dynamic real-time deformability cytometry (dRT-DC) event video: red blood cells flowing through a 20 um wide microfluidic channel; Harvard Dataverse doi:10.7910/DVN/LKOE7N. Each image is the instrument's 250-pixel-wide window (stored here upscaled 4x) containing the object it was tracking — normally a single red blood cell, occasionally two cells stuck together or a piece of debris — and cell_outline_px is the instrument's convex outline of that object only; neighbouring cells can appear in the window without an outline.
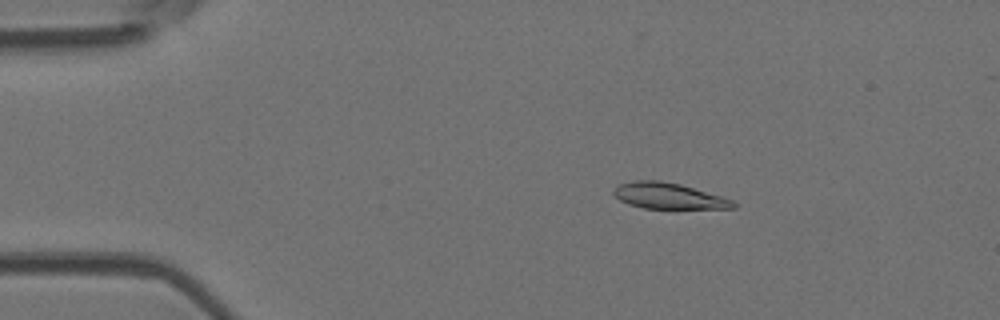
{"species": "Egyptian fruit bat (a non-hibernating species)", "species_latin": "Rousettus aegyptiacus", "temperature_condition": "room temperature", "stored_images_in_passage": 5, "camera_frame_rate_fps": 3000, "um_per_image_px": 0.085, "animal": {"sex": "female"}, "frame": {"image": 1, "passage_image": 2, "time_ms": 1.333, "image_size_px": [1000, 320], "cell_outline_px": [[736, 208], [644, 208], [628, 204], [620, 200], [612, 192], [620, 184], [632, 180], [660, 180], [680, 184], [720, 196], [732, 200], [736, 204]], "centroid_in_image_um": [56.8, 16.64], "position_along_channel_um": 28.2, "area_um2": 17.8}}
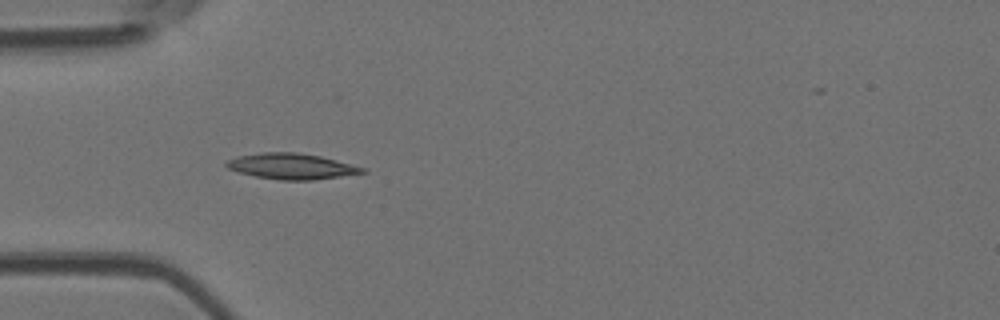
{"frame": {"image": 2, "passage_image": 4, "time_ms": 3.667, "image_size_px": [1000, 320], "cell_outline_px": [[368, 172], [312, 180], [280, 180], [256, 176], [236, 172], [228, 168], [224, 164], [228, 160], [236, 156], [264, 152], [296, 152], [320, 156], [368, 168]], "centroid_in_image_um": [24.78, 14.13], "position_along_channel_um": 60.2, "area_um2": 20.46}}
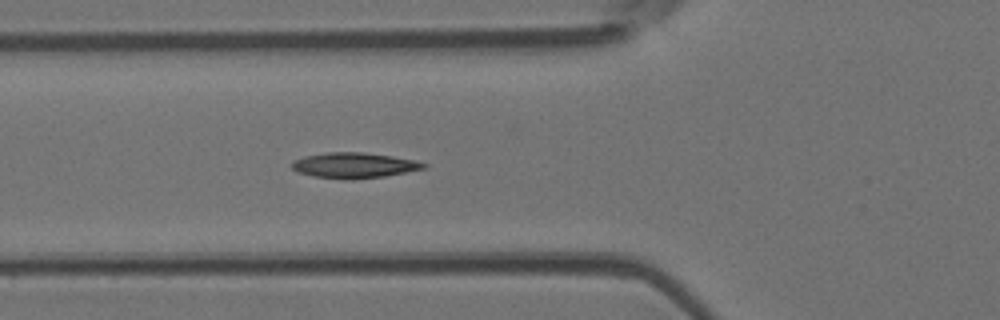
{"frame": {"image": 3, "passage_image": 5, "time_ms": 4.667, "image_size_px": [1000, 320], "cell_outline_px": [[428, 168], [384, 176], [352, 180], [344, 180], [312, 176], [296, 172], [292, 168], [292, 160], [304, 156], [324, 152], [364, 152], [392, 156], [416, 160], [428, 164]], "centroid_in_image_um": [30.09, 14.05], "position_along_channel_um": 95.7, "area_um2": 19.94}}